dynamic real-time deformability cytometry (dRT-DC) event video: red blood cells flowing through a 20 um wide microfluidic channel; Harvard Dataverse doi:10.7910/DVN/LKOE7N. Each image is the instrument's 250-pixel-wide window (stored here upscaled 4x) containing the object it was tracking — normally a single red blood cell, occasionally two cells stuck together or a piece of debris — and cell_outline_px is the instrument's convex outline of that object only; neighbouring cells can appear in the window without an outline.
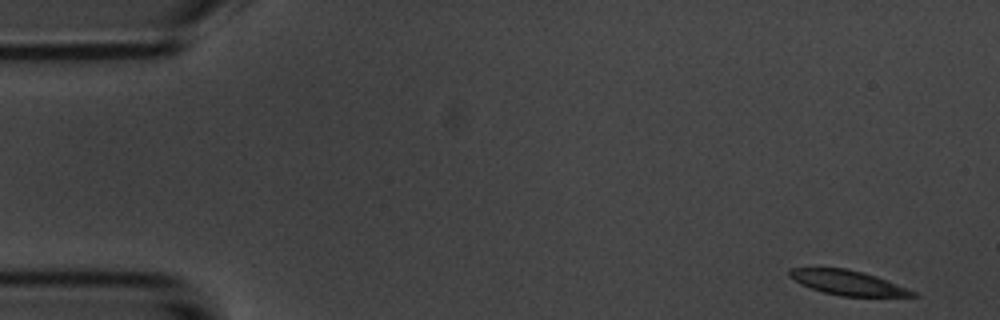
{"species": "common noctule bat (a hibernating species)", "species_latin": "Nyctalus noctula", "temperature_condition": "room temperature", "stored_images_in_passage": 7, "camera_frame_rate_fps": 3000, "um_per_image_px": 0.085, "animal": {"sex": "male", "body_mass_g": 20.1, "forearm_length_mm": 53.5}, "frame": {"image": 1, "passage_image": 1, "time_ms": 0.0, "image_size_px": [1000, 320], "cell_outline_px": [[920, 296], [840, 296], [824, 292], [800, 284], [788, 276], [788, 268], [844, 268], [876, 276], [916, 292]], "centroid_in_image_um": [72.02, 24.03], "position_along_channel_um": 13.0, "area_um2": 17.4}}
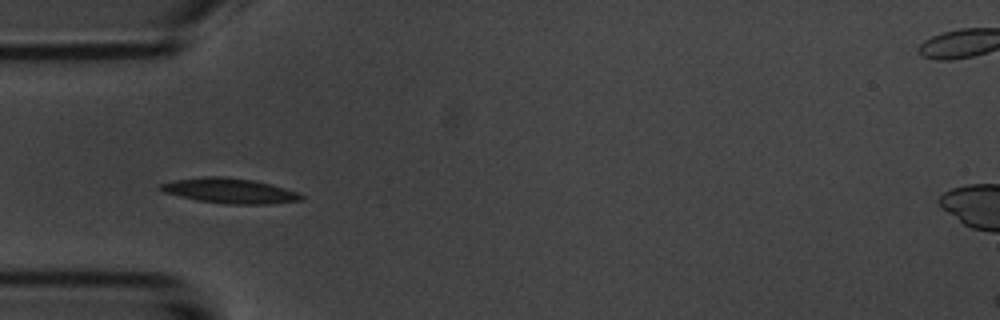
{"frame": {"image": 2, "passage_image": 5, "time_ms": 4.667, "image_size_px": [1000, 320], "cell_outline_px": [[304, 200], [268, 204], [228, 204], [196, 200], [164, 192], [156, 188], [160, 184], [172, 180], [204, 176], [224, 176], [252, 180], [272, 184], [300, 192], [304, 196]], "centroid_in_image_um": [19.54, 16.21], "position_along_channel_um": 65.5, "area_um2": 20.81}}
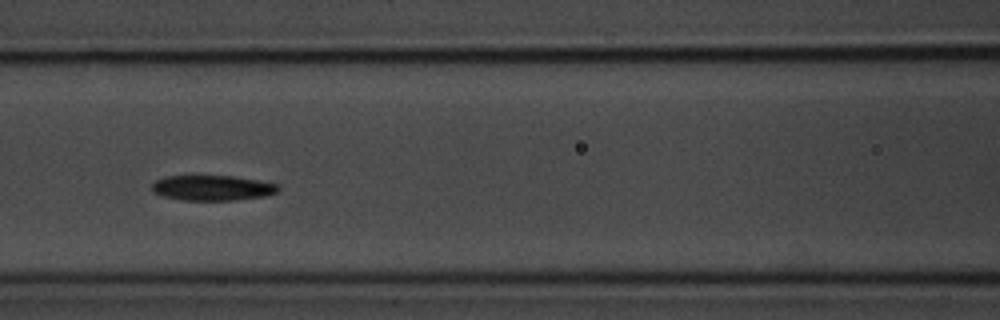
{"frame": {"image": 3, "passage_image": 7, "time_ms": 7.0, "image_size_px": [1000, 320], "cell_outline_px": [[280, 192], [268, 196], [236, 200], [180, 200], [164, 196], [152, 192], [152, 184], [156, 180], [164, 176], [232, 176], [260, 180], [280, 184]], "centroid_in_image_um": [18.12, 15.97], "position_along_channel_um": 148.5, "area_um2": 18.9}}